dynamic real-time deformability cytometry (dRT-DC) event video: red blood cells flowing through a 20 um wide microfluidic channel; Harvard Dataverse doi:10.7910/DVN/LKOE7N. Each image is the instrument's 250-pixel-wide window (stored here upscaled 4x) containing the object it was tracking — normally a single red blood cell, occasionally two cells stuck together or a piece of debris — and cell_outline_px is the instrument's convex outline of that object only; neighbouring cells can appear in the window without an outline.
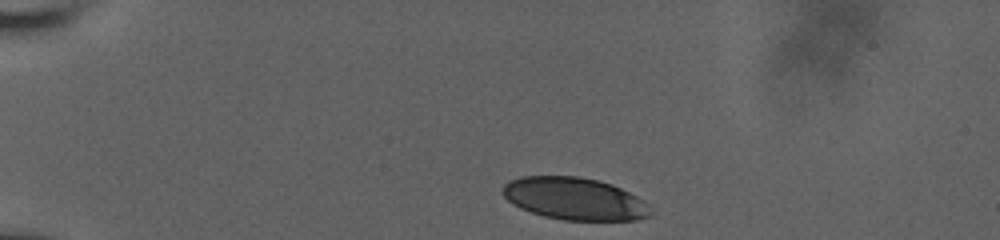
{"species": "human", "species_latin": "Homo sapiens", "temperature_condition": "room temperature", "stored_images_in_passage": 8, "camera_frame_rate_fps": 3000, "um_per_image_px": 0.085, "donor": {"sex": "male"}, "frame": {"image": 1, "passage_image": 1, "time_ms": 0.0, "image_size_px": [1000, 240], "cell_outline_px": [[652, 216], [636, 220], [564, 220], [544, 216], [520, 208], [512, 204], [500, 192], [504, 184], [508, 180], [520, 176], [580, 176], [600, 180], [612, 184], [644, 200], [648, 204], [652, 212]], "centroid_in_image_um": [48.83, 16.88], "position_along_channel_um": 36.2, "area_um2": 36.82}}
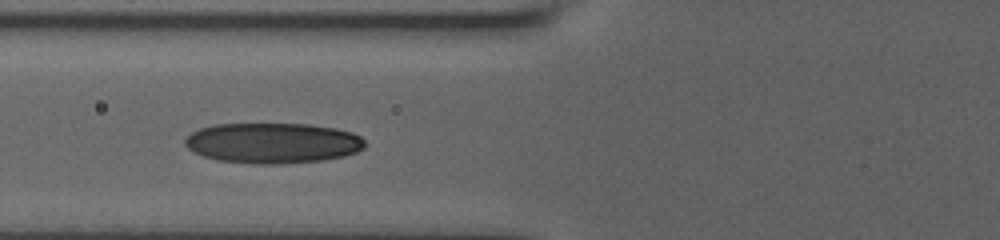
{"frame": {"image": 2, "passage_image": 5, "time_ms": 3.667, "image_size_px": [1000, 240], "cell_outline_px": [[364, 148], [356, 152], [344, 156], [324, 160], [276, 164], [256, 164], [220, 160], [204, 156], [192, 152], [184, 144], [184, 140], [192, 132], [200, 128], [212, 124], [308, 124], [336, 128], [352, 132], [360, 136], [364, 140]], "centroid_in_image_um": [23.18, 12.15], "position_along_channel_um": 102.6, "area_um2": 42.48}}
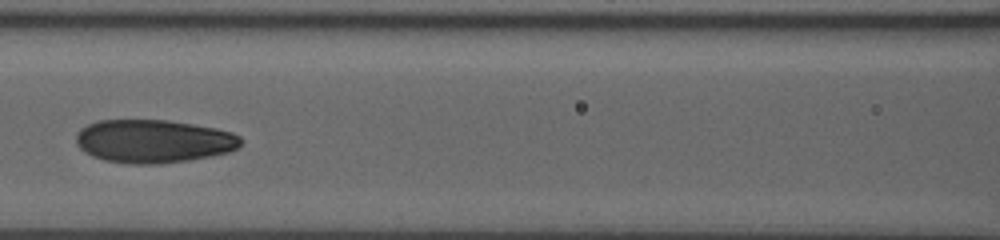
{"frame": {"image": 3, "passage_image": 7, "time_ms": 5.0, "image_size_px": [1000, 240], "cell_outline_px": [[240, 144], [236, 148], [228, 152], [188, 160], [160, 164], [128, 164], [104, 160], [92, 156], [84, 152], [76, 144], [76, 136], [80, 128], [88, 124], [100, 120], [168, 120], [216, 128], [232, 132], [240, 136]], "centroid_in_image_um": [13.01, 12.0], "position_along_channel_um": 153.6, "area_um2": 41.5}}